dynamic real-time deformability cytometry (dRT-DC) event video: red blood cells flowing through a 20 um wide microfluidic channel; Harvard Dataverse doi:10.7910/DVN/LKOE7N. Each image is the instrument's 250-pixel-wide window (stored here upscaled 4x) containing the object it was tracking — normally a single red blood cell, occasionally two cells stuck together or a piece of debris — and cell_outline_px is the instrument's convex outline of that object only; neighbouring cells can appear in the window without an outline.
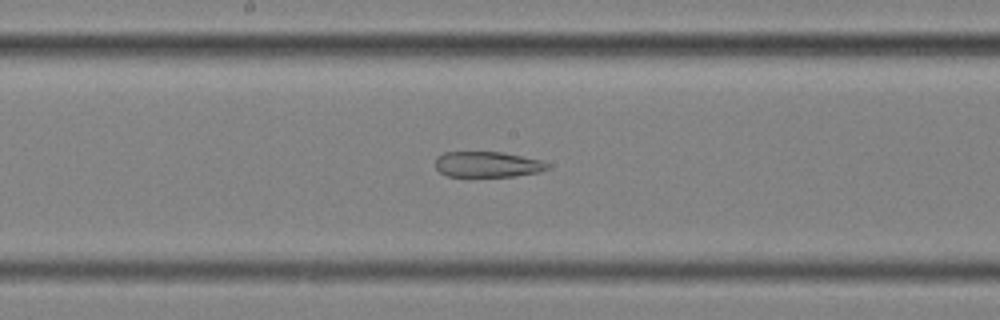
{"species": "common noctule bat (a hibernating species)", "species_latin": "Nyctalus noctula", "temperature_condition": "cold", "stored_images_in_passage": 58, "segment_of_instrument_passage": [2, 2], "camera_frame_rate_fps": 3000, "um_per_image_px": 0.085, "animal": {"sex": "female", "body_mass_g": 25.1}, "frame": {"image": 1, "passage_image": 31, "time_ms": 10.0, "image_size_px": [1000, 320], "cell_outline_px": [[548, 168], [540, 172], [516, 176], [448, 176], [440, 172], [436, 168], [436, 156], [444, 152], [500, 152], [540, 160], [548, 164]], "centroid_in_image_um": [41.4, 13.97], "position_along_channel_um": 206.8, "area_um2": 16.59}}
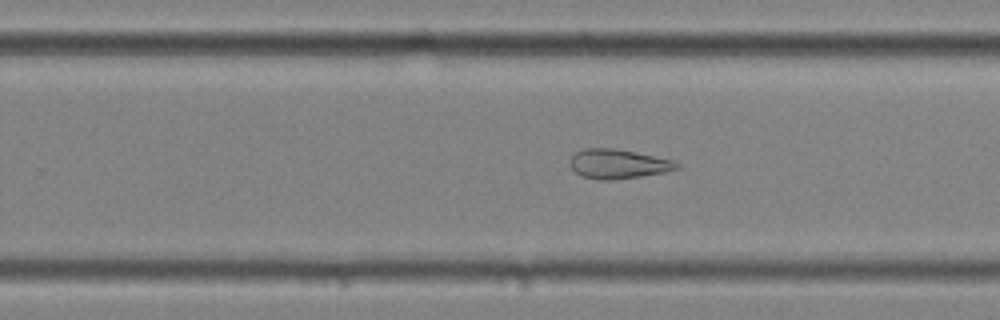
{"frame": {"image": 2, "passage_image": 37, "time_ms": 12.0, "image_size_px": [1000, 320], "cell_outline_px": [[680, 168], [664, 172], [640, 176], [612, 180], [596, 180], [580, 176], [568, 164], [568, 160], [576, 152], [584, 148], [612, 148], [636, 152], [676, 160], [680, 164]], "centroid_in_image_um": [52.53, 13.93], "position_along_channel_um": 277.3, "area_um2": 18.55}}
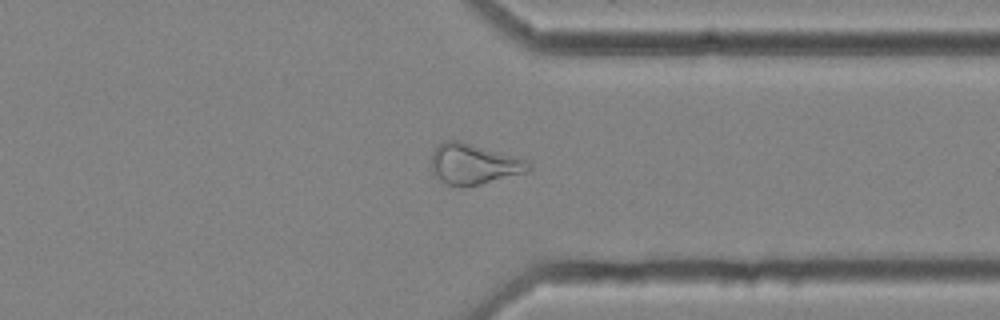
{"frame": {"image": 3, "passage_image": 45, "time_ms": 14.667, "image_size_px": [1000, 320], "cell_outline_px": [[532, 168], [528, 172], [480, 184], [448, 184], [440, 180], [432, 168], [432, 152], [444, 140], [460, 140], [528, 160], [532, 164]], "centroid_in_image_um": [40.32, 13.91], "position_along_channel_um": 371.1, "area_um2": 22.54}}